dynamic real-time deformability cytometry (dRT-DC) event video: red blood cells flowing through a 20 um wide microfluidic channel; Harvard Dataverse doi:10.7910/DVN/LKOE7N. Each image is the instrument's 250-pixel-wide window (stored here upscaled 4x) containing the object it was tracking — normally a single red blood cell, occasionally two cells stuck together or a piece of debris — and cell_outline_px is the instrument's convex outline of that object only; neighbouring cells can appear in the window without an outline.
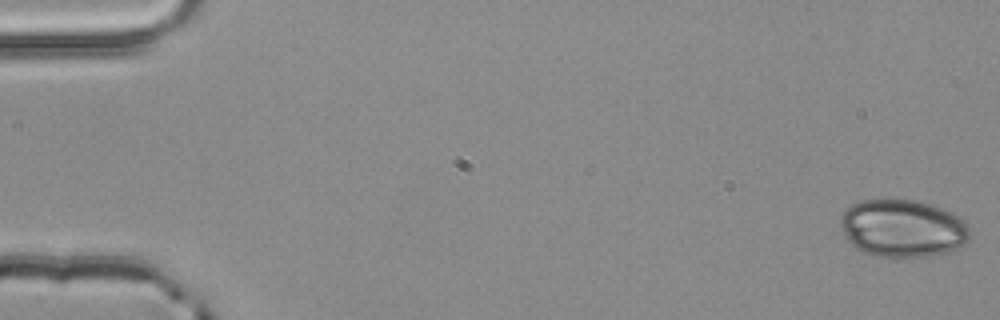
{"species": "common noctule bat (a hibernating species)", "species_latin": "Nyctalus noctula", "temperature_condition": "room temperature", "stored_images_in_passage": 4, "camera_frame_rate_fps": 3000, "um_per_image_px": 0.085, "animal": {"sex": "male", "body_mass_g": 20.4}, "frame": {"image": 1, "passage_image": 1, "time_ms": 0.0, "image_size_px": [1000, 320], "cell_outline_px": [[968, 240], [964, 244], [956, 248], [944, 252], [928, 256], [876, 256], [864, 252], [856, 248], [848, 240], [840, 224], [840, 216], [852, 204], [860, 200], [888, 196], [916, 200], [944, 208], [952, 212], [964, 220], [968, 228]], "centroid_in_image_um": [76.7, 19.34], "position_along_channel_um": 8.3, "area_um2": 43.81}}
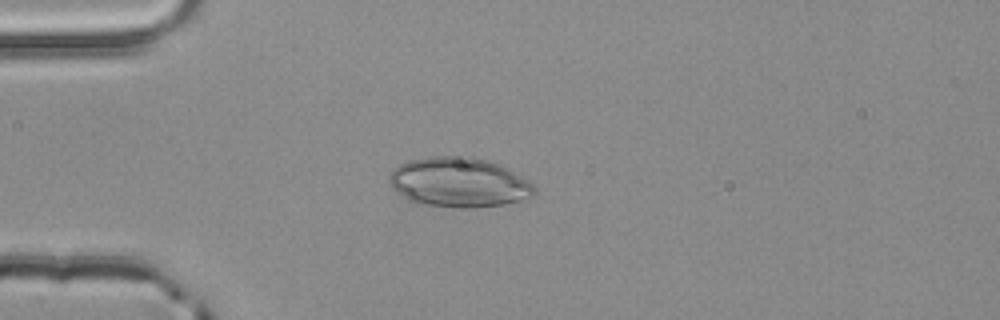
{"frame": {"image": 2, "passage_image": 4, "time_ms": 1.0, "image_size_px": [1000, 320], "cell_outline_px": [[536, 192], [532, 196], [520, 200], [504, 204], [472, 208], [460, 208], [416, 204], [408, 200], [392, 188], [388, 180], [388, 176], [392, 168], [408, 160], [432, 156], [468, 156], [500, 164], [528, 180], [536, 188]], "centroid_in_image_um": [38.97, 15.5], "position_along_channel_um": 46.0, "area_um2": 42.37}}